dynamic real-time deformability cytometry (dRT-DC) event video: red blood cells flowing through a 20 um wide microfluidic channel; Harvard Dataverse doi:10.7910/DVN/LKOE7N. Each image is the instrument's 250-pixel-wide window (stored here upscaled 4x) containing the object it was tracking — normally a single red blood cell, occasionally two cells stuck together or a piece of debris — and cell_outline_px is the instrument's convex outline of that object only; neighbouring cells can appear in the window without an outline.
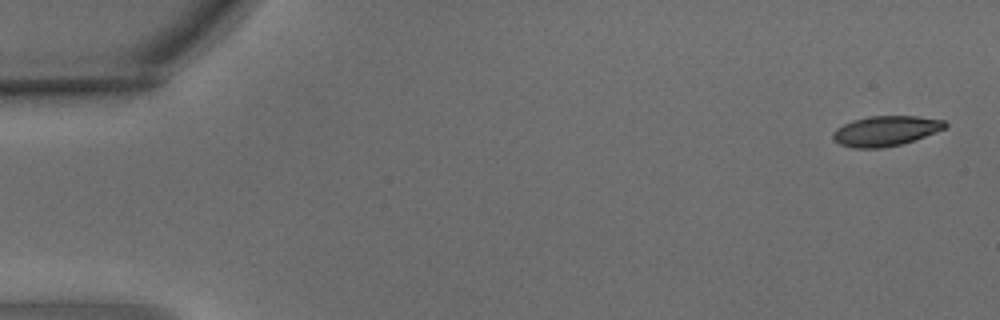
{"species": "common noctule bat (a hibernating species)", "species_latin": "Nyctalus noctula", "temperature_condition": "warm", "stored_images_in_passage": 4, "camera_frame_rate_fps": 3000, "um_per_image_px": 0.085, "animal": {"sex": "male", "body_mass_g": 15.6}, "frame": {"image": 1, "passage_image": 1, "time_ms": 0.0, "image_size_px": [1000, 320], "cell_outline_px": [[948, 124], [944, 128], [936, 132], [900, 144], [884, 148], [852, 148], [840, 144], [832, 140], [832, 132], [836, 128], [852, 120], [868, 116], [916, 116], [944, 120]], "centroid_in_image_um": [75.23, 11.13], "position_along_channel_um": 9.8, "area_um2": 19.65}}